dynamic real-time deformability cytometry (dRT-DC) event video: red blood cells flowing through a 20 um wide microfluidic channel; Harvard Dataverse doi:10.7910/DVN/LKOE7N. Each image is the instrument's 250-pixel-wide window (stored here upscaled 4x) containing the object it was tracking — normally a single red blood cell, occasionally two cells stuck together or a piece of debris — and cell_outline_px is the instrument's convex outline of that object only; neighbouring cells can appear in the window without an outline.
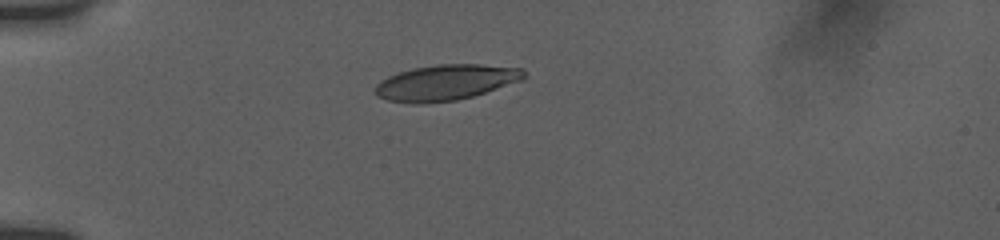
{"species": "human", "species_latin": "Homo sapiens", "temperature_condition": "room temperature", "stored_images_in_passage": 8, "camera_frame_rate_fps": 3000, "um_per_image_px": 0.085, "donor": {"sex": "female"}, "frame": {"image": 1, "passage_image": 1, "time_ms": 0.0, "image_size_px": [1000, 240], "cell_outline_px": [[524, 76], [520, 80], [472, 96], [456, 100], [388, 100], [376, 96], [376, 84], [380, 80], [388, 76], [412, 68], [436, 64], [480, 64], [524, 68]], "centroid_in_image_um": [37.92, 6.95], "position_along_channel_um": 47.1, "area_um2": 29.59}}